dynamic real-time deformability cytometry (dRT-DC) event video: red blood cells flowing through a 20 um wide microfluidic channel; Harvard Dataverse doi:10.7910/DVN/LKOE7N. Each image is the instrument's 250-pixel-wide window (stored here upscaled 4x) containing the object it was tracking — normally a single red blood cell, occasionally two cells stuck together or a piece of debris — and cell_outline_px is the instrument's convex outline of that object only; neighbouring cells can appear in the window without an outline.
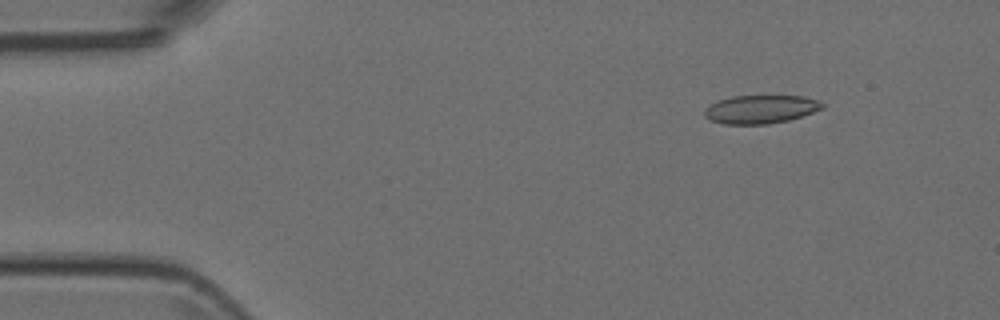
{"species": "Egyptian fruit bat (a non-hibernating species)", "species_latin": "Rousettus aegyptiacus", "temperature_condition": "room temperature", "stored_images_in_passage": 6, "camera_frame_rate_fps": 3000, "um_per_image_px": 0.085, "animal": {"sex": "female"}, "frame": {"image": 1, "passage_image": 2, "time_ms": 0.333, "image_size_px": [1000, 320], "cell_outline_px": [[824, 108], [788, 120], [768, 124], [724, 124], [708, 120], [704, 116], [704, 108], [716, 100], [732, 96], [804, 96], [820, 100], [824, 104]], "centroid_in_image_um": [64.61, 9.28], "position_along_channel_um": 20.4, "area_um2": 19.65}}
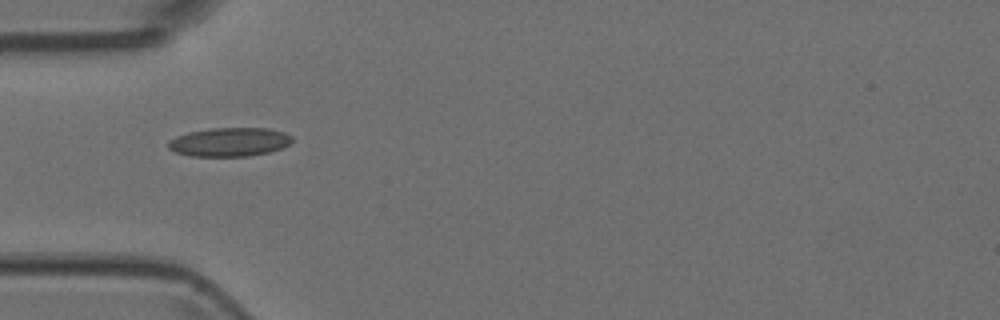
{"frame": {"image": 2, "passage_image": 5, "time_ms": 1.333, "image_size_px": [1000, 320], "cell_outline_px": [[292, 140], [288, 144], [280, 148], [268, 152], [248, 156], [192, 156], [176, 152], [168, 148], [168, 140], [176, 136], [188, 132], [212, 128], [268, 128], [284, 132], [292, 136]], "centroid_in_image_um": [19.48, 12.06], "position_along_channel_um": 65.5, "area_um2": 20.69}}
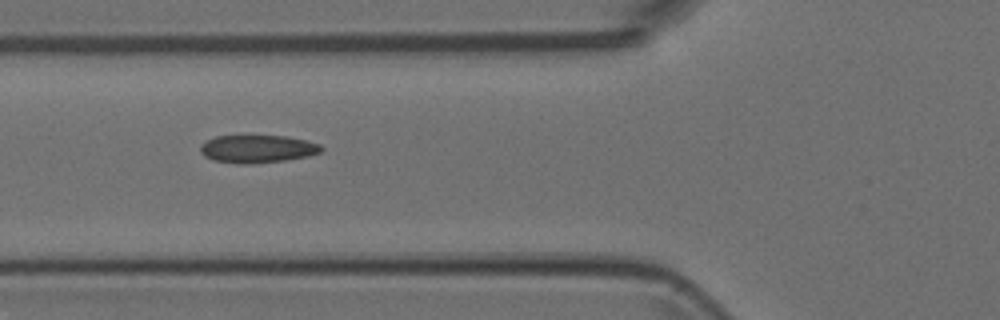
{"frame": {"image": 3, "passage_image": 6, "time_ms": 1.667, "image_size_px": [1000, 320], "cell_outline_px": [[324, 148], [320, 152], [308, 156], [284, 160], [252, 164], [236, 164], [212, 160], [204, 156], [200, 152], [200, 144], [204, 140], [216, 136], [288, 136], [320, 144]], "centroid_in_image_um": [21.83, 12.66], "position_along_channel_um": 104.0, "area_um2": 19.77}}